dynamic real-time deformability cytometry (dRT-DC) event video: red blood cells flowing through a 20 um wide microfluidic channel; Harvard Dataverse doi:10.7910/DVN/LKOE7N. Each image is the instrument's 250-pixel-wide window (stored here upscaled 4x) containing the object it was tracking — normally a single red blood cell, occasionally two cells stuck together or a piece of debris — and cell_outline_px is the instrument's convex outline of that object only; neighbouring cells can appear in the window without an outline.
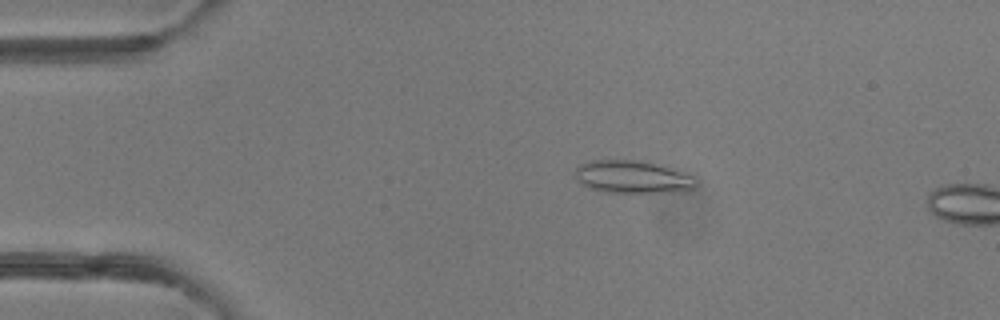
{"species": "common noctule bat (a hibernating species)", "species_latin": "Nyctalus noctula", "temperature_condition": "room temperature", "stored_images_in_passage": 2, "camera_frame_rate_fps": 3000, "um_per_image_px": 0.085, "animal": {"sex": "female"}, "frame": {"image": 1, "passage_image": 1, "time_ms": 0.0, "image_size_px": [1000, 320], "cell_outline_px": [[696, 184], [692, 188], [672, 192], [604, 192], [588, 188], [580, 184], [576, 176], [576, 168], [580, 164], [592, 160], [628, 160], [652, 164], [668, 168], [692, 176]], "centroid_in_image_um": [53.66, 15.05], "position_along_channel_um": 31.3, "area_um2": 22.31}}